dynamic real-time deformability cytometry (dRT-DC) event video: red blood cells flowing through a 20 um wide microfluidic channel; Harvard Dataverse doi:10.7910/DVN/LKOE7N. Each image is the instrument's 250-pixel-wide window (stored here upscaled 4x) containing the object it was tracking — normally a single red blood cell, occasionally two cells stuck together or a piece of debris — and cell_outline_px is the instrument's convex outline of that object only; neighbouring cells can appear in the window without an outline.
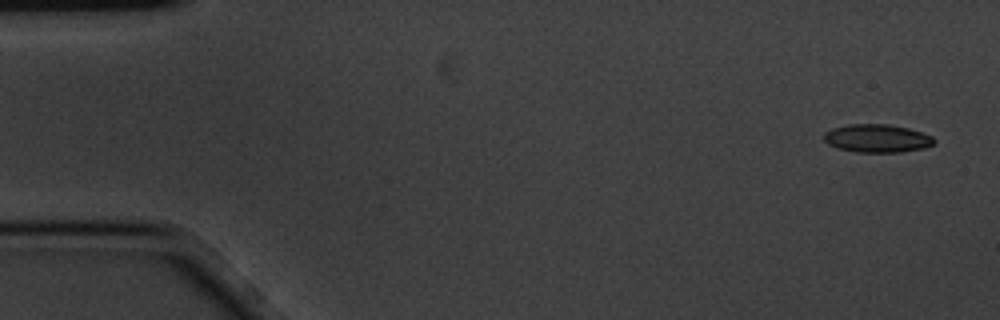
{"species": "common noctule bat (a hibernating species)", "species_latin": "Nyctalus noctula", "temperature_condition": "cold", "stored_images_in_passage": 4, "camera_frame_rate_fps": 3000, "um_per_image_px": 0.085, "animal": {"sex": "male", "body_mass_g": 20.1, "forearm_length_mm": 53.5}, "frame": {"image": 1, "passage_image": 1, "time_ms": 0.0, "image_size_px": [1000, 320], "cell_outline_px": [[936, 140], [932, 144], [924, 148], [900, 152], [856, 152], [836, 148], [828, 144], [824, 140], [824, 132], [832, 128], [844, 124], [888, 124], [908, 128], [932, 136]], "centroid_in_image_um": [74.51, 11.75], "position_along_channel_um": 10.5, "area_um2": 18.15}}
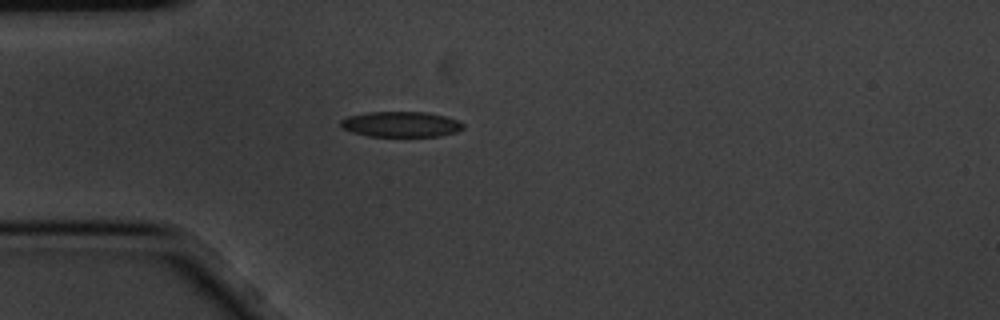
{"frame": {"image": 2, "passage_image": 4, "time_ms": 1.0, "image_size_px": [1000, 320], "cell_outline_px": [[464, 128], [456, 132], [440, 136], [368, 136], [352, 132], [340, 128], [340, 120], [348, 116], [368, 112], [428, 112], [444, 116], [456, 120], [464, 124]], "centroid_in_image_um": [34.05, 10.56], "position_along_channel_um": 50.9, "area_um2": 18.21}}